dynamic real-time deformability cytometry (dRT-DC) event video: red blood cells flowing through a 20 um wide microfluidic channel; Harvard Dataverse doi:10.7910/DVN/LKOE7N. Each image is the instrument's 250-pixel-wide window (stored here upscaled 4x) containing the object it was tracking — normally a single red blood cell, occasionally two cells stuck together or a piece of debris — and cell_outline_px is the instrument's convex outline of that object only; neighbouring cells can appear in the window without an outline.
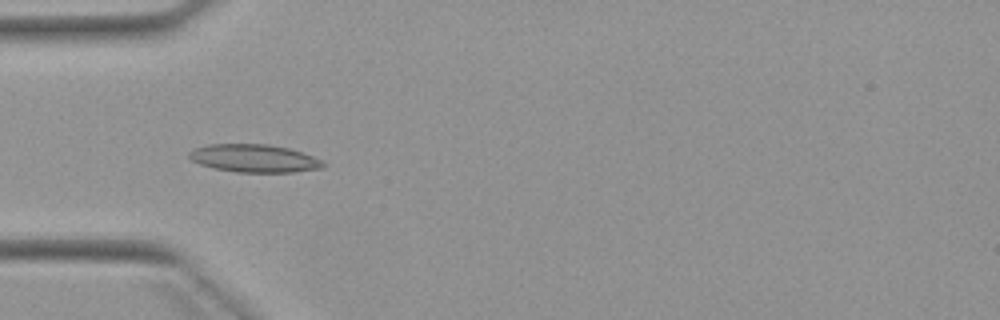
{"species": "Egyptian fruit bat (a non-hibernating species)", "species_latin": "Rousettus aegyptiacus", "temperature_condition": "warm", "stored_images_in_passage": 6, "camera_frame_rate_fps": 3000, "um_per_image_px": 0.085, "animal": {"sex": "female"}, "frame": {"image": 1, "passage_image": 5, "time_ms": 5.0, "image_size_px": [1000, 320], "cell_outline_px": [[324, 168], [292, 172], [236, 172], [212, 168], [200, 164], [192, 160], [188, 156], [188, 152], [192, 148], [208, 144], [268, 144], [288, 148], [312, 156], [320, 160], [324, 164]], "centroid_in_image_um": [21.54, 13.45], "position_along_channel_um": 63.5, "area_um2": 21.79}}
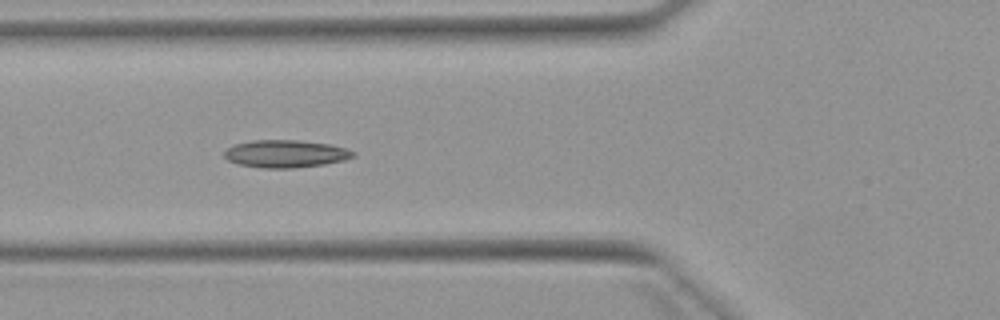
{"frame": {"image": 2, "passage_image": 6, "time_ms": 6.0, "image_size_px": [1000, 320], "cell_outline_px": [[356, 156], [344, 160], [324, 164], [292, 168], [260, 168], [240, 164], [228, 160], [224, 156], [224, 152], [228, 148], [236, 144], [252, 140], [300, 140], [328, 144], [348, 148], [356, 152]], "centroid_in_image_um": [24.31, 13.07], "position_along_channel_um": 101.5, "area_um2": 20.69}}